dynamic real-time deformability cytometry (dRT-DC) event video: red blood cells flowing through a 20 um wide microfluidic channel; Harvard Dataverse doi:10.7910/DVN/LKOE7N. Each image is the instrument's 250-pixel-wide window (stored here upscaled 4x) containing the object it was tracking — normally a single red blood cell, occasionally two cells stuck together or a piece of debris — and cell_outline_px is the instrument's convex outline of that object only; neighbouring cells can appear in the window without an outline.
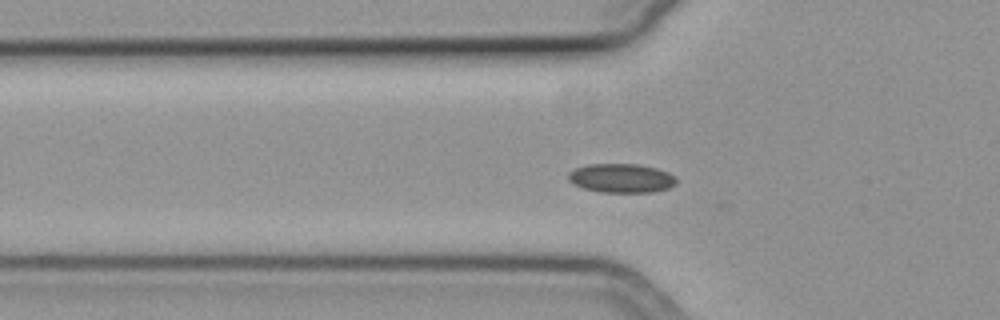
{"species": "common noctule bat (a hibernating species)", "species_latin": "Nyctalus noctula", "temperature_condition": "cold", "stored_images_in_passage": 34, "camera_frame_rate_fps": 3000, "um_per_image_px": 0.085, "animal": {"sex": "female", "body_mass_g": 19.3, "forearm_length_mm": 54.1}, "frame": {"image": 1, "passage_image": 5, "time_ms": 1.333, "image_size_px": [1000, 320], "cell_outline_px": [[676, 184], [668, 188], [652, 192], [600, 192], [584, 188], [572, 184], [568, 180], [568, 172], [576, 168], [588, 164], [640, 164], [656, 168], [668, 172], [676, 176]], "centroid_in_image_um": [52.81, 15.14], "position_along_channel_um": 73.0, "area_um2": 18.38}}
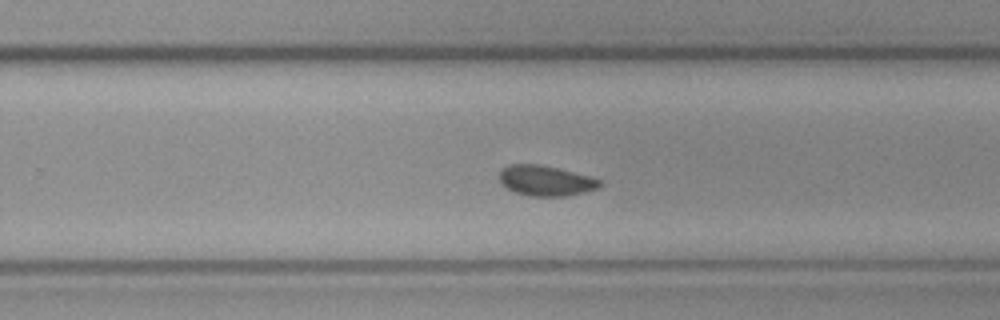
{"frame": {"image": 2, "passage_image": 22, "time_ms": 7.0, "image_size_px": [1000, 320], "cell_outline_px": [[604, 184], [600, 188], [568, 196], [528, 196], [516, 192], [500, 184], [500, 172], [508, 164], [540, 164], [592, 176], [600, 180]], "centroid_in_image_um": [46.43, 15.36], "position_along_channel_um": 283.4, "area_um2": 17.92}}
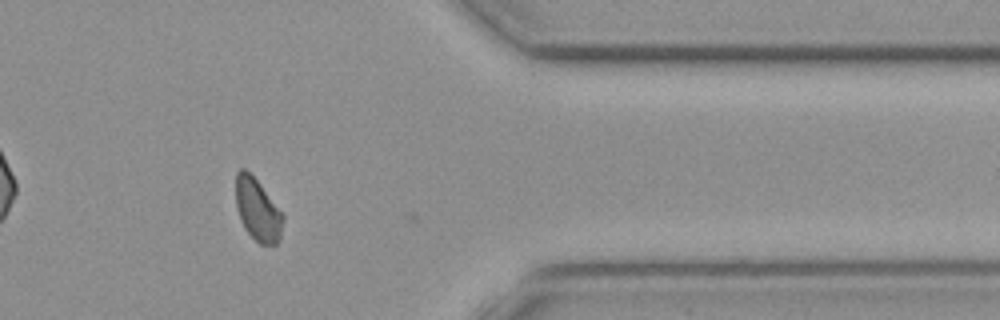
{"frame": {"image": 3, "passage_image": 32, "time_ms": 10.333, "image_size_px": [1000, 320], "cell_outline_px": [[284, 216], [280, 240], [276, 244], [260, 244], [244, 228], [240, 220], [236, 208], [236, 172], [240, 168], [244, 168], [260, 184]], "centroid_in_image_um": [21.88, 17.84], "position_along_channel_um": 389.5, "area_um2": 16.94}, "authors_computed_cell_mechanics": {"area_um2": 17.8024, "velocity_mm_per_s": 3.7235, "shape_relaxation_time_tau1_ms": null, "shape_relaxation_time_tau2_ms": 2.1945, "deformation_change_tau1": null, "deformation_change_tau2": 0.0429}}